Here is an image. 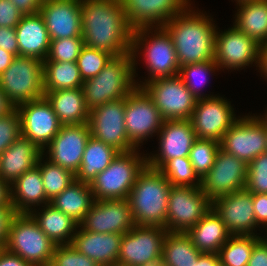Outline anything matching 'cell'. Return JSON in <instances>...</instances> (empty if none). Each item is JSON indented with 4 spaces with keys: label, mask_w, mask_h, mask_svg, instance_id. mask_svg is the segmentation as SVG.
<instances>
[{
    "label": "cell",
    "mask_w": 267,
    "mask_h": 266,
    "mask_svg": "<svg viewBox=\"0 0 267 266\" xmlns=\"http://www.w3.org/2000/svg\"><path fill=\"white\" fill-rule=\"evenodd\" d=\"M84 45L114 57L131 53L133 28L121 0H81Z\"/></svg>",
    "instance_id": "6da1fadb"
},
{
    "label": "cell",
    "mask_w": 267,
    "mask_h": 266,
    "mask_svg": "<svg viewBox=\"0 0 267 266\" xmlns=\"http://www.w3.org/2000/svg\"><path fill=\"white\" fill-rule=\"evenodd\" d=\"M187 6L162 27L172 38L179 66L214 60L215 34L213 18ZM189 8V9H188Z\"/></svg>",
    "instance_id": "7a4b0ae2"
},
{
    "label": "cell",
    "mask_w": 267,
    "mask_h": 266,
    "mask_svg": "<svg viewBox=\"0 0 267 266\" xmlns=\"http://www.w3.org/2000/svg\"><path fill=\"white\" fill-rule=\"evenodd\" d=\"M172 185L157 169L145 166L128 195L135 225L166 229L169 191Z\"/></svg>",
    "instance_id": "3957f363"
},
{
    "label": "cell",
    "mask_w": 267,
    "mask_h": 266,
    "mask_svg": "<svg viewBox=\"0 0 267 266\" xmlns=\"http://www.w3.org/2000/svg\"><path fill=\"white\" fill-rule=\"evenodd\" d=\"M153 29L154 27L151 29L150 27H141L133 30L131 53L134 59V74H137L136 58L141 53L144 54V62L147 64L145 66L149 70L148 75L150 74L144 82L140 81L142 82L140 84L136 82L137 87H142L153 79L174 77L179 74L180 66L171 36L163 27Z\"/></svg>",
    "instance_id": "277c9868"
},
{
    "label": "cell",
    "mask_w": 267,
    "mask_h": 266,
    "mask_svg": "<svg viewBox=\"0 0 267 266\" xmlns=\"http://www.w3.org/2000/svg\"><path fill=\"white\" fill-rule=\"evenodd\" d=\"M132 53L113 57L95 77L84 80L82 90L89 110L126 98L136 87Z\"/></svg>",
    "instance_id": "5b68a950"
},
{
    "label": "cell",
    "mask_w": 267,
    "mask_h": 266,
    "mask_svg": "<svg viewBox=\"0 0 267 266\" xmlns=\"http://www.w3.org/2000/svg\"><path fill=\"white\" fill-rule=\"evenodd\" d=\"M138 149L119 152L111 164L90 183L94 200L127 199L138 174L147 165Z\"/></svg>",
    "instance_id": "8992f818"
},
{
    "label": "cell",
    "mask_w": 267,
    "mask_h": 266,
    "mask_svg": "<svg viewBox=\"0 0 267 266\" xmlns=\"http://www.w3.org/2000/svg\"><path fill=\"white\" fill-rule=\"evenodd\" d=\"M56 245L29 213H16L4 248L34 266H49Z\"/></svg>",
    "instance_id": "52a82bcc"
},
{
    "label": "cell",
    "mask_w": 267,
    "mask_h": 266,
    "mask_svg": "<svg viewBox=\"0 0 267 266\" xmlns=\"http://www.w3.org/2000/svg\"><path fill=\"white\" fill-rule=\"evenodd\" d=\"M0 88L15 107L44 97L43 61L15 56L10 66L0 75Z\"/></svg>",
    "instance_id": "ba28073f"
},
{
    "label": "cell",
    "mask_w": 267,
    "mask_h": 266,
    "mask_svg": "<svg viewBox=\"0 0 267 266\" xmlns=\"http://www.w3.org/2000/svg\"><path fill=\"white\" fill-rule=\"evenodd\" d=\"M212 208L201 187L172 186L169 191L166 230L186 233Z\"/></svg>",
    "instance_id": "9c48e42d"
},
{
    "label": "cell",
    "mask_w": 267,
    "mask_h": 266,
    "mask_svg": "<svg viewBox=\"0 0 267 266\" xmlns=\"http://www.w3.org/2000/svg\"><path fill=\"white\" fill-rule=\"evenodd\" d=\"M142 88L152 98L164 120L191 118L197 99L178 75L153 79Z\"/></svg>",
    "instance_id": "30bf717a"
},
{
    "label": "cell",
    "mask_w": 267,
    "mask_h": 266,
    "mask_svg": "<svg viewBox=\"0 0 267 266\" xmlns=\"http://www.w3.org/2000/svg\"><path fill=\"white\" fill-rule=\"evenodd\" d=\"M163 122L160 111L142 87H136L126 96L125 130L136 149L153 134H158Z\"/></svg>",
    "instance_id": "8fae6325"
},
{
    "label": "cell",
    "mask_w": 267,
    "mask_h": 266,
    "mask_svg": "<svg viewBox=\"0 0 267 266\" xmlns=\"http://www.w3.org/2000/svg\"><path fill=\"white\" fill-rule=\"evenodd\" d=\"M166 234L162 227L135 225L122 236L117 264L143 266L160 261Z\"/></svg>",
    "instance_id": "7c38bea8"
},
{
    "label": "cell",
    "mask_w": 267,
    "mask_h": 266,
    "mask_svg": "<svg viewBox=\"0 0 267 266\" xmlns=\"http://www.w3.org/2000/svg\"><path fill=\"white\" fill-rule=\"evenodd\" d=\"M220 148L248 164L267 151L266 126L257 115L239 117L223 135Z\"/></svg>",
    "instance_id": "4fadbf2b"
},
{
    "label": "cell",
    "mask_w": 267,
    "mask_h": 266,
    "mask_svg": "<svg viewBox=\"0 0 267 266\" xmlns=\"http://www.w3.org/2000/svg\"><path fill=\"white\" fill-rule=\"evenodd\" d=\"M20 116L21 136L45 153V148L58 134L62 124L51 103L44 96L16 106Z\"/></svg>",
    "instance_id": "5bb4252c"
},
{
    "label": "cell",
    "mask_w": 267,
    "mask_h": 266,
    "mask_svg": "<svg viewBox=\"0 0 267 266\" xmlns=\"http://www.w3.org/2000/svg\"><path fill=\"white\" fill-rule=\"evenodd\" d=\"M88 124L92 137L119 152L136 149L130 143L125 130V98L107 102L90 110Z\"/></svg>",
    "instance_id": "9a60e30c"
},
{
    "label": "cell",
    "mask_w": 267,
    "mask_h": 266,
    "mask_svg": "<svg viewBox=\"0 0 267 266\" xmlns=\"http://www.w3.org/2000/svg\"><path fill=\"white\" fill-rule=\"evenodd\" d=\"M247 170L245 161L220 148L212 168L201 179V189L211 201L245 189Z\"/></svg>",
    "instance_id": "2e32d148"
},
{
    "label": "cell",
    "mask_w": 267,
    "mask_h": 266,
    "mask_svg": "<svg viewBox=\"0 0 267 266\" xmlns=\"http://www.w3.org/2000/svg\"><path fill=\"white\" fill-rule=\"evenodd\" d=\"M211 95L197 99L190 118L197 139L221 141L223 135L239 119L230 102L223 97Z\"/></svg>",
    "instance_id": "e0dca14e"
},
{
    "label": "cell",
    "mask_w": 267,
    "mask_h": 266,
    "mask_svg": "<svg viewBox=\"0 0 267 266\" xmlns=\"http://www.w3.org/2000/svg\"><path fill=\"white\" fill-rule=\"evenodd\" d=\"M261 46L244 34L235 25L230 29L215 34L214 61L220 69L241 70L249 64L259 66Z\"/></svg>",
    "instance_id": "ac0fdd59"
},
{
    "label": "cell",
    "mask_w": 267,
    "mask_h": 266,
    "mask_svg": "<svg viewBox=\"0 0 267 266\" xmlns=\"http://www.w3.org/2000/svg\"><path fill=\"white\" fill-rule=\"evenodd\" d=\"M94 233L125 234L134 226L127 199L94 200L89 212L79 224Z\"/></svg>",
    "instance_id": "d6986e66"
},
{
    "label": "cell",
    "mask_w": 267,
    "mask_h": 266,
    "mask_svg": "<svg viewBox=\"0 0 267 266\" xmlns=\"http://www.w3.org/2000/svg\"><path fill=\"white\" fill-rule=\"evenodd\" d=\"M159 136V152L146 157L147 166L159 170L168 160L188 157L197 139L190 119L164 120L156 134Z\"/></svg>",
    "instance_id": "ffe728a7"
},
{
    "label": "cell",
    "mask_w": 267,
    "mask_h": 266,
    "mask_svg": "<svg viewBox=\"0 0 267 266\" xmlns=\"http://www.w3.org/2000/svg\"><path fill=\"white\" fill-rule=\"evenodd\" d=\"M213 210L221 217L231 235H257L252 193L246 188L212 201Z\"/></svg>",
    "instance_id": "44dd1931"
},
{
    "label": "cell",
    "mask_w": 267,
    "mask_h": 266,
    "mask_svg": "<svg viewBox=\"0 0 267 266\" xmlns=\"http://www.w3.org/2000/svg\"><path fill=\"white\" fill-rule=\"evenodd\" d=\"M90 136L88 123L62 125L58 134L47 146L48 150L45 154H48V158L46 159L76 174Z\"/></svg>",
    "instance_id": "7402d4cb"
},
{
    "label": "cell",
    "mask_w": 267,
    "mask_h": 266,
    "mask_svg": "<svg viewBox=\"0 0 267 266\" xmlns=\"http://www.w3.org/2000/svg\"><path fill=\"white\" fill-rule=\"evenodd\" d=\"M191 0H121L133 29L162 27L189 6ZM155 24V25H154Z\"/></svg>",
    "instance_id": "603a6c76"
},
{
    "label": "cell",
    "mask_w": 267,
    "mask_h": 266,
    "mask_svg": "<svg viewBox=\"0 0 267 266\" xmlns=\"http://www.w3.org/2000/svg\"><path fill=\"white\" fill-rule=\"evenodd\" d=\"M39 13L50 40L82 37L81 0H45Z\"/></svg>",
    "instance_id": "cb8c5ba5"
},
{
    "label": "cell",
    "mask_w": 267,
    "mask_h": 266,
    "mask_svg": "<svg viewBox=\"0 0 267 266\" xmlns=\"http://www.w3.org/2000/svg\"><path fill=\"white\" fill-rule=\"evenodd\" d=\"M77 229L71 245L78 252L89 257L99 266L117 264L123 234L89 232L80 225Z\"/></svg>",
    "instance_id": "d4e9b609"
},
{
    "label": "cell",
    "mask_w": 267,
    "mask_h": 266,
    "mask_svg": "<svg viewBox=\"0 0 267 266\" xmlns=\"http://www.w3.org/2000/svg\"><path fill=\"white\" fill-rule=\"evenodd\" d=\"M43 155L35 144L20 136L0 154V179L11 185L26 171L37 166Z\"/></svg>",
    "instance_id": "484cf974"
},
{
    "label": "cell",
    "mask_w": 267,
    "mask_h": 266,
    "mask_svg": "<svg viewBox=\"0 0 267 266\" xmlns=\"http://www.w3.org/2000/svg\"><path fill=\"white\" fill-rule=\"evenodd\" d=\"M19 55L44 61L50 50V38L40 13L23 15L15 27Z\"/></svg>",
    "instance_id": "4316f807"
},
{
    "label": "cell",
    "mask_w": 267,
    "mask_h": 266,
    "mask_svg": "<svg viewBox=\"0 0 267 266\" xmlns=\"http://www.w3.org/2000/svg\"><path fill=\"white\" fill-rule=\"evenodd\" d=\"M11 205L15 213H30L34 206L46 205V198L40 169L35 166L26 171L10 185ZM36 204V205H35Z\"/></svg>",
    "instance_id": "83f0119b"
},
{
    "label": "cell",
    "mask_w": 267,
    "mask_h": 266,
    "mask_svg": "<svg viewBox=\"0 0 267 266\" xmlns=\"http://www.w3.org/2000/svg\"><path fill=\"white\" fill-rule=\"evenodd\" d=\"M62 125L88 123L90 110L87 108L82 88L61 89L44 92Z\"/></svg>",
    "instance_id": "f1b7e54d"
},
{
    "label": "cell",
    "mask_w": 267,
    "mask_h": 266,
    "mask_svg": "<svg viewBox=\"0 0 267 266\" xmlns=\"http://www.w3.org/2000/svg\"><path fill=\"white\" fill-rule=\"evenodd\" d=\"M186 234L201 253H218L231 236L221 217L213 208Z\"/></svg>",
    "instance_id": "f546056e"
},
{
    "label": "cell",
    "mask_w": 267,
    "mask_h": 266,
    "mask_svg": "<svg viewBox=\"0 0 267 266\" xmlns=\"http://www.w3.org/2000/svg\"><path fill=\"white\" fill-rule=\"evenodd\" d=\"M41 212L33 209L29 214L55 245L71 244L79 224L51 204L42 205Z\"/></svg>",
    "instance_id": "4dcf8cb0"
},
{
    "label": "cell",
    "mask_w": 267,
    "mask_h": 266,
    "mask_svg": "<svg viewBox=\"0 0 267 266\" xmlns=\"http://www.w3.org/2000/svg\"><path fill=\"white\" fill-rule=\"evenodd\" d=\"M94 202L90 184L75 180L49 204L80 224Z\"/></svg>",
    "instance_id": "1f68e13d"
},
{
    "label": "cell",
    "mask_w": 267,
    "mask_h": 266,
    "mask_svg": "<svg viewBox=\"0 0 267 266\" xmlns=\"http://www.w3.org/2000/svg\"><path fill=\"white\" fill-rule=\"evenodd\" d=\"M118 154L119 151L114 147L90 136L75 179L83 183H92L97 174L104 171Z\"/></svg>",
    "instance_id": "d6a6232c"
},
{
    "label": "cell",
    "mask_w": 267,
    "mask_h": 266,
    "mask_svg": "<svg viewBox=\"0 0 267 266\" xmlns=\"http://www.w3.org/2000/svg\"><path fill=\"white\" fill-rule=\"evenodd\" d=\"M234 25L260 46L267 43V0L238 4Z\"/></svg>",
    "instance_id": "836d02e7"
},
{
    "label": "cell",
    "mask_w": 267,
    "mask_h": 266,
    "mask_svg": "<svg viewBox=\"0 0 267 266\" xmlns=\"http://www.w3.org/2000/svg\"><path fill=\"white\" fill-rule=\"evenodd\" d=\"M200 254L186 233L167 232L165 235L161 257L164 266H194Z\"/></svg>",
    "instance_id": "e575fe53"
},
{
    "label": "cell",
    "mask_w": 267,
    "mask_h": 266,
    "mask_svg": "<svg viewBox=\"0 0 267 266\" xmlns=\"http://www.w3.org/2000/svg\"><path fill=\"white\" fill-rule=\"evenodd\" d=\"M44 92L82 88L83 79L76 62L43 61Z\"/></svg>",
    "instance_id": "d590c367"
},
{
    "label": "cell",
    "mask_w": 267,
    "mask_h": 266,
    "mask_svg": "<svg viewBox=\"0 0 267 266\" xmlns=\"http://www.w3.org/2000/svg\"><path fill=\"white\" fill-rule=\"evenodd\" d=\"M259 235H231L219 249L222 266H247L254 245L261 239Z\"/></svg>",
    "instance_id": "8d00e7d4"
},
{
    "label": "cell",
    "mask_w": 267,
    "mask_h": 266,
    "mask_svg": "<svg viewBox=\"0 0 267 266\" xmlns=\"http://www.w3.org/2000/svg\"><path fill=\"white\" fill-rule=\"evenodd\" d=\"M44 155L39 158L37 167L41 172L46 198L51 201L76 179L75 174L70 170L53 164L48 159L44 161Z\"/></svg>",
    "instance_id": "74e56055"
},
{
    "label": "cell",
    "mask_w": 267,
    "mask_h": 266,
    "mask_svg": "<svg viewBox=\"0 0 267 266\" xmlns=\"http://www.w3.org/2000/svg\"><path fill=\"white\" fill-rule=\"evenodd\" d=\"M159 171L172 186L201 187V178L195 172L189 157L168 160Z\"/></svg>",
    "instance_id": "f35d334b"
},
{
    "label": "cell",
    "mask_w": 267,
    "mask_h": 266,
    "mask_svg": "<svg viewBox=\"0 0 267 266\" xmlns=\"http://www.w3.org/2000/svg\"><path fill=\"white\" fill-rule=\"evenodd\" d=\"M216 70H220L217 63L214 60H209L201 63L183 65L179 68L178 76L183 80L185 86L191 91L196 99L211 97L209 94H201V86L204 85L208 80L207 76L214 73ZM202 77V78H201Z\"/></svg>",
    "instance_id": "ab89813d"
},
{
    "label": "cell",
    "mask_w": 267,
    "mask_h": 266,
    "mask_svg": "<svg viewBox=\"0 0 267 266\" xmlns=\"http://www.w3.org/2000/svg\"><path fill=\"white\" fill-rule=\"evenodd\" d=\"M219 149L220 142L213 139H196L194 141L188 157L201 179L212 168Z\"/></svg>",
    "instance_id": "60d3db41"
},
{
    "label": "cell",
    "mask_w": 267,
    "mask_h": 266,
    "mask_svg": "<svg viewBox=\"0 0 267 266\" xmlns=\"http://www.w3.org/2000/svg\"><path fill=\"white\" fill-rule=\"evenodd\" d=\"M113 57L106 51L84 46L76 61L83 81L97 76Z\"/></svg>",
    "instance_id": "b9f144b4"
},
{
    "label": "cell",
    "mask_w": 267,
    "mask_h": 266,
    "mask_svg": "<svg viewBox=\"0 0 267 266\" xmlns=\"http://www.w3.org/2000/svg\"><path fill=\"white\" fill-rule=\"evenodd\" d=\"M84 46L83 37L50 40V50L44 61L76 62Z\"/></svg>",
    "instance_id": "7bdbcfd3"
},
{
    "label": "cell",
    "mask_w": 267,
    "mask_h": 266,
    "mask_svg": "<svg viewBox=\"0 0 267 266\" xmlns=\"http://www.w3.org/2000/svg\"><path fill=\"white\" fill-rule=\"evenodd\" d=\"M245 188L252 194H267V151L248 163Z\"/></svg>",
    "instance_id": "ee69618b"
},
{
    "label": "cell",
    "mask_w": 267,
    "mask_h": 266,
    "mask_svg": "<svg viewBox=\"0 0 267 266\" xmlns=\"http://www.w3.org/2000/svg\"><path fill=\"white\" fill-rule=\"evenodd\" d=\"M49 266H99L78 252L71 244L56 245Z\"/></svg>",
    "instance_id": "f6af8a7d"
},
{
    "label": "cell",
    "mask_w": 267,
    "mask_h": 266,
    "mask_svg": "<svg viewBox=\"0 0 267 266\" xmlns=\"http://www.w3.org/2000/svg\"><path fill=\"white\" fill-rule=\"evenodd\" d=\"M20 136V116L15 108L9 114L0 117V154Z\"/></svg>",
    "instance_id": "bcb514c9"
},
{
    "label": "cell",
    "mask_w": 267,
    "mask_h": 266,
    "mask_svg": "<svg viewBox=\"0 0 267 266\" xmlns=\"http://www.w3.org/2000/svg\"><path fill=\"white\" fill-rule=\"evenodd\" d=\"M23 15L10 0H0V27L15 28Z\"/></svg>",
    "instance_id": "7dc6e473"
},
{
    "label": "cell",
    "mask_w": 267,
    "mask_h": 266,
    "mask_svg": "<svg viewBox=\"0 0 267 266\" xmlns=\"http://www.w3.org/2000/svg\"><path fill=\"white\" fill-rule=\"evenodd\" d=\"M0 48L14 56H19V47L15 28L0 27Z\"/></svg>",
    "instance_id": "c3c4849f"
},
{
    "label": "cell",
    "mask_w": 267,
    "mask_h": 266,
    "mask_svg": "<svg viewBox=\"0 0 267 266\" xmlns=\"http://www.w3.org/2000/svg\"><path fill=\"white\" fill-rule=\"evenodd\" d=\"M247 266H267V236L254 245Z\"/></svg>",
    "instance_id": "681fc988"
},
{
    "label": "cell",
    "mask_w": 267,
    "mask_h": 266,
    "mask_svg": "<svg viewBox=\"0 0 267 266\" xmlns=\"http://www.w3.org/2000/svg\"><path fill=\"white\" fill-rule=\"evenodd\" d=\"M252 201L258 227L267 226V194H252Z\"/></svg>",
    "instance_id": "f907efd6"
},
{
    "label": "cell",
    "mask_w": 267,
    "mask_h": 266,
    "mask_svg": "<svg viewBox=\"0 0 267 266\" xmlns=\"http://www.w3.org/2000/svg\"><path fill=\"white\" fill-rule=\"evenodd\" d=\"M15 214L13 207H0V248L7 242L10 222Z\"/></svg>",
    "instance_id": "816d5d0a"
},
{
    "label": "cell",
    "mask_w": 267,
    "mask_h": 266,
    "mask_svg": "<svg viewBox=\"0 0 267 266\" xmlns=\"http://www.w3.org/2000/svg\"><path fill=\"white\" fill-rule=\"evenodd\" d=\"M22 15H32L40 12L42 0H10Z\"/></svg>",
    "instance_id": "f5cc1de1"
},
{
    "label": "cell",
    "mask_w": 267,
    "mask_h": 266,
    "mask_svg": "<svg viewBox=\"0 0 267 266\" xmlns=\"http://www.w3.org/2000/svg\"><path fill=\"white\" fill-rule=\"evenodd\" d=\"M0 266H34L30 262L24 261L20 256L0 249Z\"/></svg>",
    "instance_id": "db71d44e"
},
{
    "label": "cell",
    "mask_w": 267,
    "mask_h": 266,
    "mask_svg": "<svg viewBox=\"0 0 267 266\" xmlns=\"http://www.w3.org/2000/svg\"><path fill=\"white\" fill-rule=\"evenodd\" d=\"M218 253H201L197 262H194V266H219Z\"/></svg>",
    "instance_id": "11a10c76"
},
{
    "label": "cell",
    "mask_w": 267,
    "mask_h": 266,
    "mask_svg": "<svg viewBox=\"0 0 267 266\" xmlns=\"http://www.w3.org/2000/svg\"><path fill=\"white\" fill-rule=\"evenodd\" d=\"M0 207H12L10 199V185L0 179Z\"/></svg>",
    "instance_id": "9f6ffc18"
},
{
    "label": "cell",
    "mask_w": 267,
    "mask_h": 266,
    "mask_svg": "<svg viewBox=\"0 0 267 266\" xmlns=\"http://www.w3.org/2000/svg\"><path fill=\"white\" fill-rule=\"evenodd\" d=\"M15 108V105L5 96L0 88V117L9 114Z\"/></svg>",
    "instance_id": "6f0895ef"
},
{
    "label": "cell",
    "mask_w": 267,
    "mask_h": 266,
    "mask_svg": "<svg viewBox=\"0 0 267 266\" xmlns=\"http://www.w3.org/2000/svg\"><path fill=\"white\" fill-rule=\"evenodd\" d=\"M14 57L13 54L0 48V75L10 66Z\"/></svg>",
    "instance_id": "680465c9"
},
{
    "label": "cell",
    "mask_w": 267,
    "mask_h": 266,
    "mask_svg": "<svg viewBox=\"0 0 267 266\" xmlns=\"http://www.w3.org/2000/svg\"><path fill=\"white\" fill-rule=\"evenodd\" d=\"M258 69L263 73L261 76L267 79V43L261 45Z\"/></svg>",
    "instance_id": "91938a15"
},
{
    "label": "cell",
    "mask_w": 267,
    "mask_h": 266,
    "mask_svg": "<svg viewBox=\"0 0 267 266\" xmlns=\"http://www.w3.org/2000/svg\"><path fill=\"white\" fill-rule=\"evenodd\" d=\"M263 123H264V125L267 127V111H266V113H265V115H263V116H257Z\"/></svg>",
    "instance_id": "94428289"
},
{
    "label": "cell",
    "mask_w": 267,
    "mask_h": 266,
    "mask_svg": "<svg viewBox=\"0 0 267 266\" xmlns=\"http://www.w3.org/2000/svg\"><path fill=\"white\" fill-rule=\"evenodd\" d=\"M143 266H164L162 261H157V262H154V263H150V264H146V265H143Z\"/></svg>",
    "instance_id": "6125c7cd"
},
{
    "label": "cell",
    "mask_w": 267,
    "mask_h": 266,
    "mask_svg": "<svg viewBox=\"0 0 267 266\" xmlns=\"http://www.w3.org/2000/svg\"><path fill=\"white\" fill-rule=\"evenodd\" d=\"M251 1H255V0H236L237 4H241L244 2H251Z\"/></svg>",
    "instance_id": "be15d7a7"
},
{
    "label": "cell",
    "mask_w": 267,
    "mask_h": 266,
    "mask_svg": "<svg viewBox=\"0 0 267 266\" xmlns=\"http://www.w3.org/2000/svg\"><path fill=\"white\" fill-rule=\"evenodd\" d=\"M112 266H124V265H120V264H114V265H112Z\"/></svg>",
    "instance_id": "e7e4bbea"
}]
</instances>
